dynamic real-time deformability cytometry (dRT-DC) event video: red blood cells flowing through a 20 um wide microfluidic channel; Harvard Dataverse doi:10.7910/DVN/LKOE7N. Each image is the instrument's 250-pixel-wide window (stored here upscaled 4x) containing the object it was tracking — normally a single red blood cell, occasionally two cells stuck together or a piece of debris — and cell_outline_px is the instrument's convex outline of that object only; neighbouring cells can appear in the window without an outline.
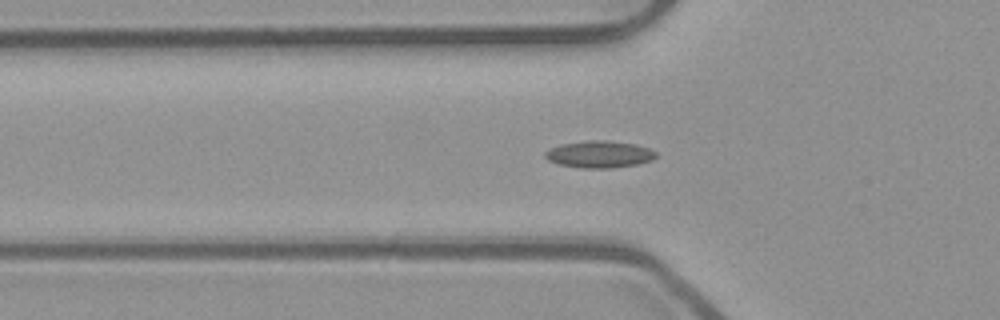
{"species": "common noctule bat (a hibernating species)", "species_latin": "Nyctalus noctula", "temperature_condition": "room temperature", "stored_images_in_passage": 54, "camera_frame_rate_fps": 3000, "um_per_image_px": 0.085, "animal": {"sex": "male", "body_mass_g": 23.1, "forearm_length_mm": 52.7}, "frame": {"image": 1, "passage_image": 18, "time_ms": 5.667, "image_size_px": [1000, 320], "cell_outline_px": [[656, 156], [652, 160], [636, 164], [612, 168], [580, 168], [560, 164], [548, 160], [544, 156], [544, 152], [560, 144], [588, 140], [604, 140], [636, 144], [648, 148], [656, 152]], "centroid_in_image_um": [50.94, 13.11], "position_along_channel_um": 74.9, "area_um2": 17.34}}
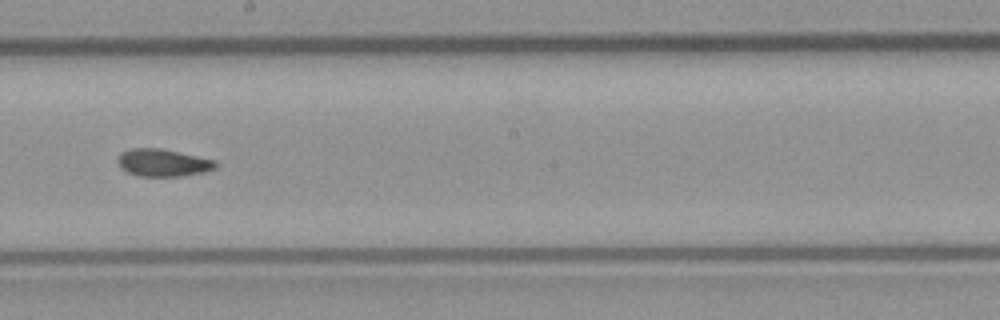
{"frame": {"image": 2, "passage_image": 30, "time_ms": 9.667, "image_size_px": [1000, 320], "cell_outline_px": [[216, 168], [204, 172], [180, 176], [136, 176], [120, 168], [116, 160], [120, 152], [132, 148], [160, 148], [216, 160]], "centroid_in_image_um": [13.81, 13.83], "position_along_channel_um": 234.4, "area_um2": 15.72}}
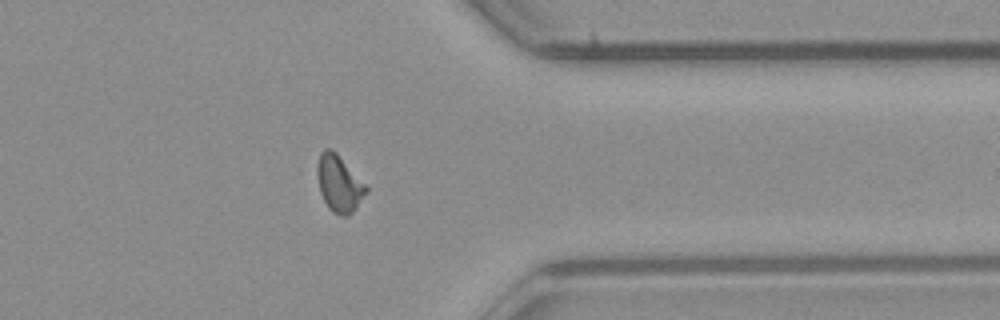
{"frame": {"image": 3, "passage_image": 42, "time_ms": 13.667, "image_size_px": [1000, 320], "cell_outline_px": [[368, 192], [356, 208], [348, 216], [340, 216], [332, 212], [328, 208], [320, 192], [316, 172], [316, 168], [320, 152], [324, 148], [332, 148], [336, 152], [368, 188]], "centroid_in_image_um": [28.8, 15.61], "position_along_channel_um": 382.6, "area_um2": 16.18}, "authors_computed_cell_mechanics": {"area_um2": 15.5482, "velocity_mm_per_s": 3.9544, "shape_relaxation_time_tau1_ms": null, "shape_relaxation_time_tau2_ms": 2.2475, "deformation_change_tau1": null, "deformation_change_tau2": 0.0753}}